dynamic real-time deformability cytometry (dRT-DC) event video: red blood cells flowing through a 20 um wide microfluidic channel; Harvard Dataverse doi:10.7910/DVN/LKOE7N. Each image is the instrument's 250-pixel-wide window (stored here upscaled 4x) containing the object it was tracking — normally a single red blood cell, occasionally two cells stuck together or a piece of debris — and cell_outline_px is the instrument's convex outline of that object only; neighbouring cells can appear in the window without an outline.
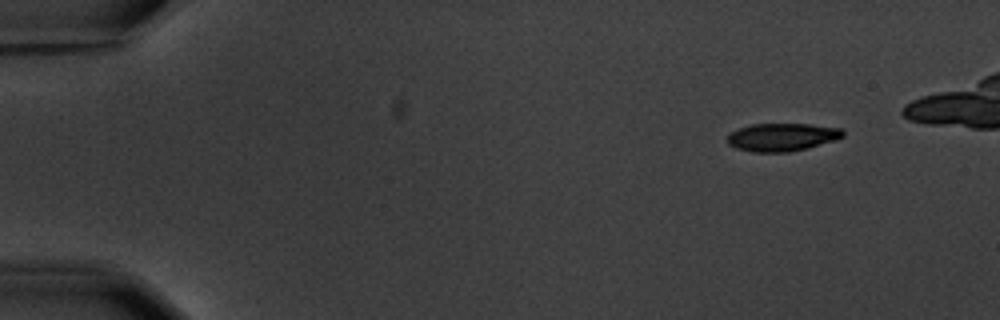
{"species": "common noctule bat (a hibernating species)", "species_latin": "Nyctalus noctula", "temperature_condition": "warm", "stored_images_in_passage": 5, "camera_frame_rate_fps": 3000, "um_per_image_px": 0.085, "animal": {"sex": "male", "body_mass_g": 20.1, "forearm_length_mm": 53.5}, "frame": {"image": 1, "passage_image": 1, "time_ms": 0.0, "image_size_px": [1000, 320], "cell_outline_px": [[844, 136], [836, 140], [808, 148], [788, 152], [752, 152], [736, 148], [728, 144], [728, 136], [732, 132], [740, 128], [752, 124], [808, 124], [840, 128], [844, 132]], "centroid_in_image_um": [66.49, 11.66], "position_along_channel_um": 18.5, "area_um2": 18.73}}
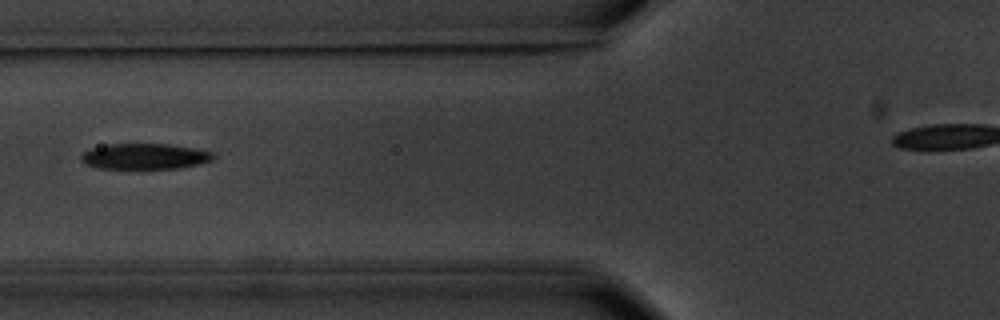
{"frame": {"image": 2, "passage_image": 5, "time_ms": 5.667, "image_size_px": [1000, 320], "cell_outline_px": [[216, 156], [212, 160], [200, 164], [176, 168], [100, 168], [84, 164], [80, 160], [80, 156], [84, 152], [92, 148], [108, 144], [168, 144], [196, 148], [212, 152]], "centroid_in_image_um": [12.31, 13.28], "position_along_channel_um": 113.5, "area_um2": 19.77}}